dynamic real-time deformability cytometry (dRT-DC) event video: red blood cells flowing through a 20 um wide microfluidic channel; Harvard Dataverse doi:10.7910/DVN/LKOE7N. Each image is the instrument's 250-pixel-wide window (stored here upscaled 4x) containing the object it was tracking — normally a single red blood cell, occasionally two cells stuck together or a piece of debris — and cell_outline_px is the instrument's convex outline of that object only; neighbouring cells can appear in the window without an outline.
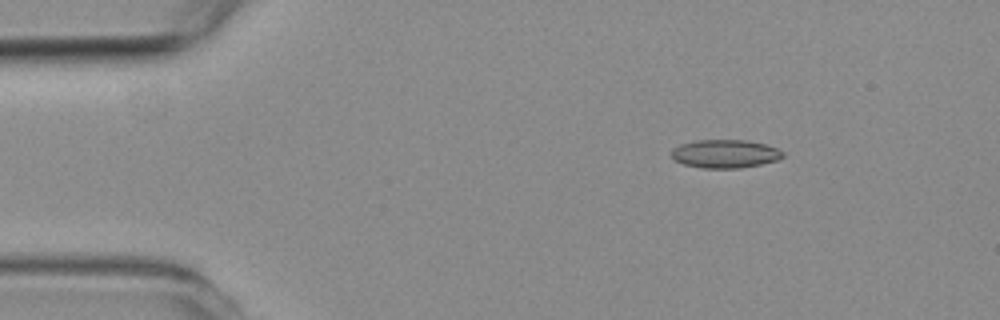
{"species": "common noctule bat (a hibernating species)", "species_latin": "Nyctalus noctula", "temperature_condition": "room temperature", "stored_images_in_passage": 5, "segment_of_instrument_passage": [1, 2], "camera_frame_rate_fps": 3000, "um_per_image_px": 0.085, "animal": {"sex": "female", "body_mass_g": 19.3, "forearm_length_mm": 54.1}, "frame": {"image": 1, "passage_image": 2, "time_ms": 1.333, "image_size_px": [1000, 320], "cell_outline_px": [[784, 156], [776, 160], [760, 164], [740, 168], [704, 168], [684, 164], [676, 160], [672, 156], [672, 148], [680, 144], [696, 140], [748, 140], [768, 144], [784, 152]], "centroid_in_image_um": [61.65, 13.06], "position_along_channel_um": 23.4, "area_um2": 18.38}}
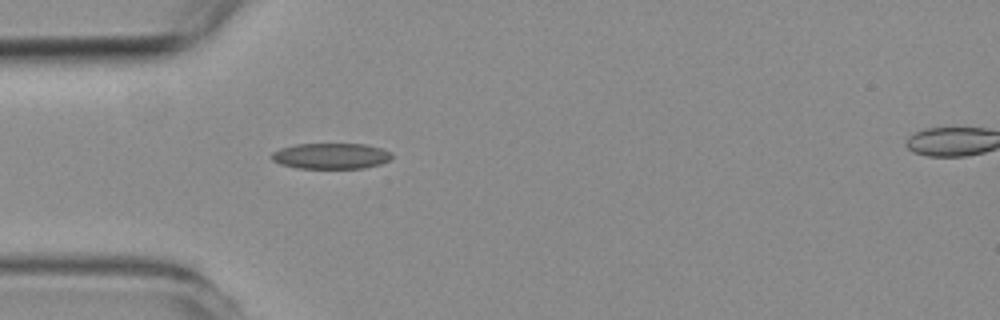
{"frame": {"image": 2, "passage_image": 4, "time_ms": 4.0, "image_size_px": [1000, 320], "cell_outline_px": [[392, 156], [388, 160], [380, 164], [364, 168], [300, 168], [280, 164], [272, 160], [268, 156], [272, 152], [280, 148], [296, 144], [364, 144], [380, 148], [392, 152]], "centroid_in_image_um": [28.09, 13.25], "position_along_channel_um": 56.9, "area_um2": 18.09}}